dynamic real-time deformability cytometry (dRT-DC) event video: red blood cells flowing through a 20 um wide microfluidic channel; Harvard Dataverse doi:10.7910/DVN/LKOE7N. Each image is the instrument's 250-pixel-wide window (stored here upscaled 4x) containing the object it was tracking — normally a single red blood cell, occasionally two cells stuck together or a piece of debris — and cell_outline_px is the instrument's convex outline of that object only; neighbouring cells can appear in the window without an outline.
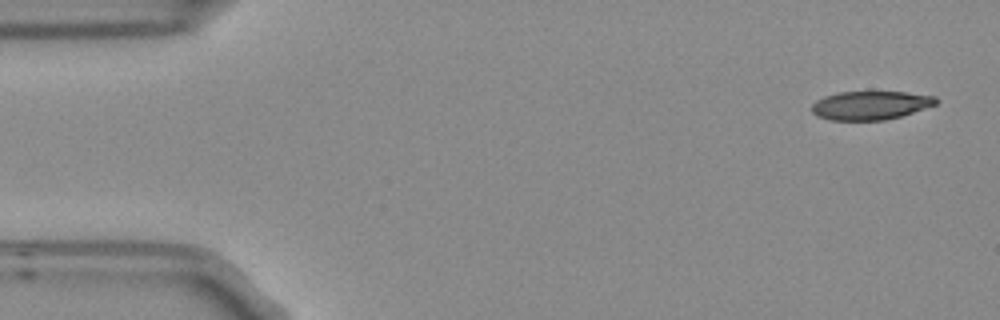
{"species": "Egyptian fruit bat (a non-hibernating species)", "species_latin": "Rousettus aegyptiacus", "temperature_condition": "room temperature", "stored_images_in_passage": 5, "camera_frame_rate_fps": 3000, "um_per_image_px": 0.085, "frame": {"image": 1, "passage_image": 1, "time_ms": 0.0, "image_size_px": [1000, 320], "cell_outline_px": [[940, 100], [936, 104], [900, 116], [884, 120], [828, 120], [816, 116], [812, 112], [812, 104], [816, 100], [824, 96], [840, 92], [904, 92], [936, 96]], "centroid_in_image_um": [73.97, 8.95], "position_along_channel_um": 11.0, "area_um2": 20.69}}
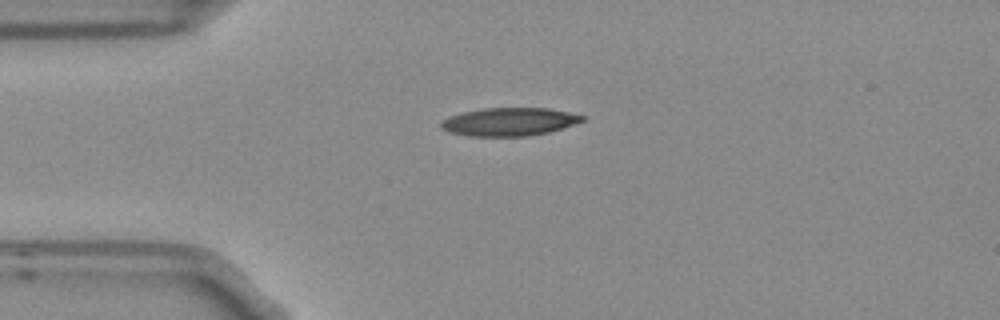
{"frame": {"image": 2, "passage_image": 4, "time_ms": 1.0, "image_size_px": [1000, 320], "cell_outline_px": [[584, 120], [548, 132], [528, 136], [468, 136], [448, 132], [440, 128], [440, 124], [448, 116], [464, 112], [484, 108], [548, 108], [568, 112], [584, 116]], "centroid_in_image_um": [43.23, 10.35], "position_along_channel_um": 41.8, "area_um2": 22.95}}
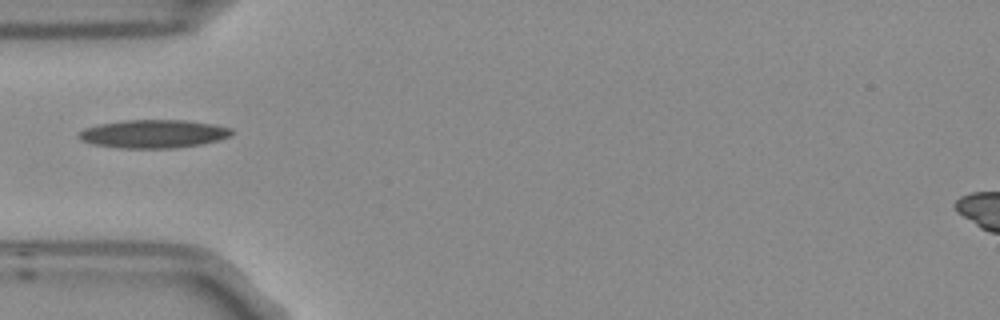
{"frame": {"image": 3, "passage_image": 5, "time_ms": 1.333, "image_size_px": [1000, 320], "cell_outline_px": [[232, 132], [228, 136], [220, 140], [200, 144], [172, 148], [120, 148], [92, 144], [84, 140], [80, 136], [80, 132], [84, 128], [100, 124], [124, 120], [184, 120], [212, 124], [232, 128]], "centroid_in_image_um": [13.06, 11.37], "position_along_channel_um": 71.9, "area_um2": 24.85}}